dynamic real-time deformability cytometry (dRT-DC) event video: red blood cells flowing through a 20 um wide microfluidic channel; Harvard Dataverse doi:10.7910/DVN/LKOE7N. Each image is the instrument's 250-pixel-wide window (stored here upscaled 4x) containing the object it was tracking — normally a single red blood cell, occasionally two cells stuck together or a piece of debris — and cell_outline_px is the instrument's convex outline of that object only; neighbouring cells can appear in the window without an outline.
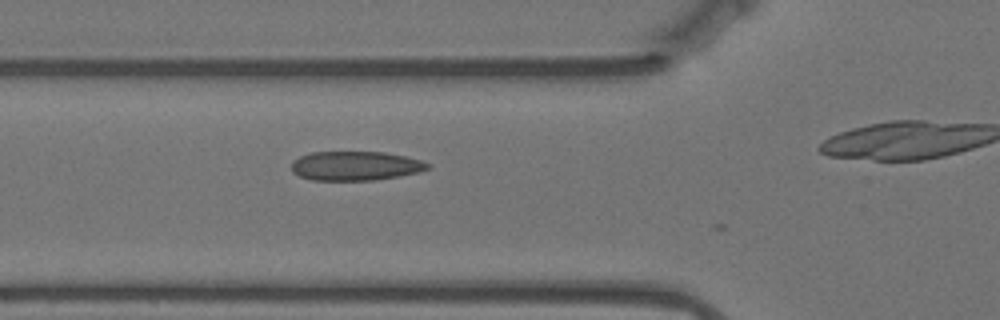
{"species": "Egyptian fruit bat (a non-hibernating species)", "species_latin": "Rousettus aegyptiacus", "temperature_condition": "warm", "stored_images_in_passage": 6, "camera_frame_rate_fps": 3000, "um_per_image_px": 0.085, "animal": {"sex": "female"}, "frame": {"image": 1, "passage_image": 5, "time_ms": 1.333, "image_size_px": [1000, 320], "cell_outline_px": [[432, 164], [428, 168], [420, 172], [400, 176], [376, 180], [312, 180], [300, 176], [292, 172], [292, 160], [300, 156], [312, 152], [384, 152], [408, 156]], "centroid_in_image_um": [30.24, 14.1], "position_along_channel_um": 95.6, "area_um2": 23.35}}